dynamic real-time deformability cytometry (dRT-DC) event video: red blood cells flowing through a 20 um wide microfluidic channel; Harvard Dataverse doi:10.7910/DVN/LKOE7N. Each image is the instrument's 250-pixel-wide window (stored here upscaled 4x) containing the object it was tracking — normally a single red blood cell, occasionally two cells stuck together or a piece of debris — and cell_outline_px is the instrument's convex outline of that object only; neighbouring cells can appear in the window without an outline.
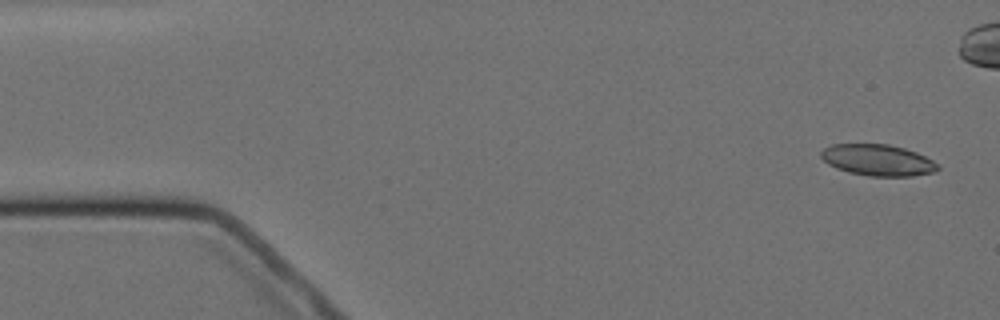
{"species": "Egyptian fruit bat (a non-hibernating species)", "species_latin": "Rousettus aegyptiacus", "temperature_condition": "cold", "stored_images_in_passage": 6, "camera_frame_rate_fps": 3000, "um_per_image_px": 0.085, "animal": {"sex": "female"}, "frame": {"image": 1, "passage_image": 1, "time_ms": 0.0, "image_size_px": [1000, 320], "cell_outline_px": [[940, 168], [936, 172], [912, 176], [868, 176], [848, 172], [836, 168], [828, 164], [820, 156], [820, 152], [824, 148], [832, 144], [888, 144], [904, 148], [916, 152], [940, 164]], "centroid_in_image_um": [74.63, 13.61], "position_along_channel_um": 10.4, "area_um2": 21.44}}